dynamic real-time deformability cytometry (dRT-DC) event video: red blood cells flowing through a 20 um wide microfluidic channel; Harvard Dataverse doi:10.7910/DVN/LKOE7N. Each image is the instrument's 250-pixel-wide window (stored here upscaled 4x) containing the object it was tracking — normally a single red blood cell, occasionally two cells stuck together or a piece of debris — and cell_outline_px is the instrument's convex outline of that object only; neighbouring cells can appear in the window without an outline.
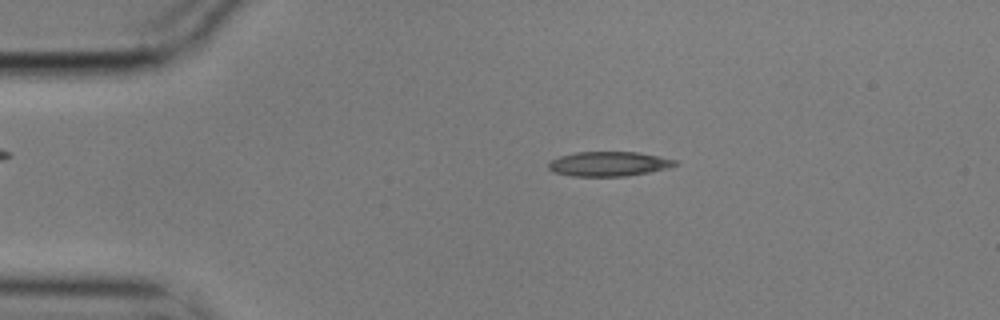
{"species": "common noctule bat (a hibernating species)", "species_latin": "Nyctalus noctula", "temperature_condition": "cold", "stored_images_in_passage": 55, "camera_frame_rate_fps": 3000, "um_per_image_px": 0.085, "animal": {"sex": "male", "body_mass_g": 17.9}, "frame": {"image": 1, "passage_image": 10, "time_ms": 3.0, "image_size_px": [1000, 320], "cell_outline_px": [[680, 164], [668, 168], [648, 172], [624, 176], [572, 176], [552, 172], [548, 168], [548, 164], [552, 160], [560, 156], [576, 152], [640, 152], [676, 160]], "centroid_in_image_um": [51.75, 13.93], "position_along_channel_um": 33.2, "area_um2": 18.15}}
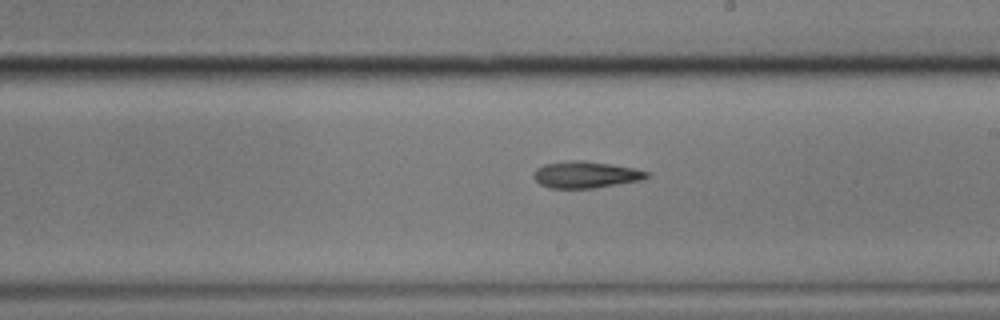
{"frame": {"image": 2, "passage_image": 31, "time_ms": 10.0, "image_size_px": [1000, 320], "cell_outline_px": [[652, 176], [640, 180], [596, 188], [552, 188], [540, 184], [532, 176], [532, 172], [536, 168], [544, 164], [572, 160], [580, 160], [636, 168], [648, 172]], "centroid_in_image_um": [49.78, 14.85], "position_along_channel_um": 239.2, "area_um2": 17.57}}
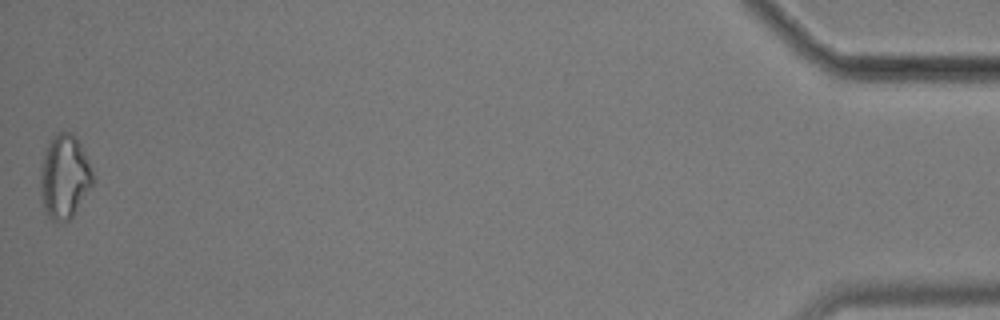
{"frame": {"image": 3, "passage_image": 55, "time_ms": 18.0, "image_size_px": [1000, 320], "cell_outline_px": [[96, 176], [92, 184], [72, 216], [68, 220], [52, 220], [48, 216], [44, 204], [40, 188], [40, 172], [44, 156], [48, 144], [56, 132], [72, 132], [76, 136]], "centroid_in_image_um": [5.5, 14.97], "position_along_channel_um": 429.7, "area_um2": 25.14}, "authors_computed_cell_mechanics": {"area_um2": 18.0914, "velocity_mm_per_s": 3.5335, "shape_relaxation_time_tau1_ms": 9.9521, "shape_relaxation_time_tau2_ms": null, "deformation_change_tau1": 0.1725, "deformation_change_tau2": null}}